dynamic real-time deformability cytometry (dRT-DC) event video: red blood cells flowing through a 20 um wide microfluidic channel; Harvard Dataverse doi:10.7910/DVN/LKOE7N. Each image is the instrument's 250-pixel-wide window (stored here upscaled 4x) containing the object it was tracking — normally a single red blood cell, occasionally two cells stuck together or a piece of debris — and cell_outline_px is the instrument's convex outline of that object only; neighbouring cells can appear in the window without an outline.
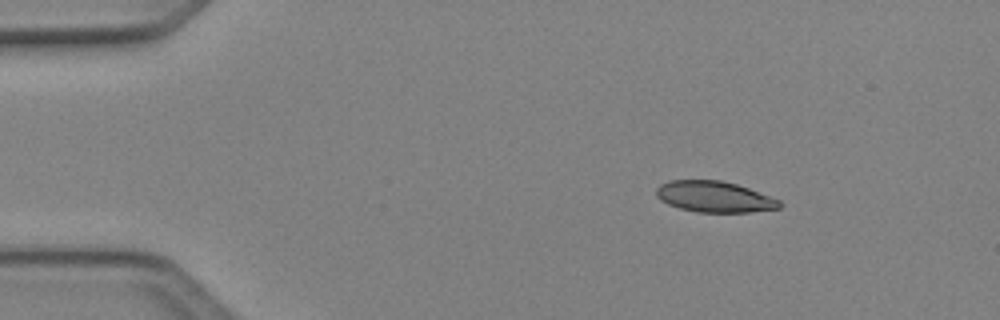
{"species": "Egyptian fruit bat (a non-hibernating species)", "species_latin": "Rousettus aegyptiacus", "temperature_condition": "cold", "stored_images_in_passage": 4, "camera_frame_rate_fps": 3000, "um_per_image_px": 0.085, "animal": {"sex": "female"}, "frame": {"image": 1, "passage_image": 2, "time_ms": 0.333, "image_size_px": [1000, 320], "cell_outline_px": [[780, 208], [748, 212], [696, 212], [680, 208], [668, 204], [660, 200], [656, 196], [656, 188], [660, 184], [668, 180], [720, 180], [736, 184], [748, 188], [780, 200]], "centroid_in_image_um": [60.68, 16.72], "position_along_channel_um": 24.3, "area_um2": 22.2}}